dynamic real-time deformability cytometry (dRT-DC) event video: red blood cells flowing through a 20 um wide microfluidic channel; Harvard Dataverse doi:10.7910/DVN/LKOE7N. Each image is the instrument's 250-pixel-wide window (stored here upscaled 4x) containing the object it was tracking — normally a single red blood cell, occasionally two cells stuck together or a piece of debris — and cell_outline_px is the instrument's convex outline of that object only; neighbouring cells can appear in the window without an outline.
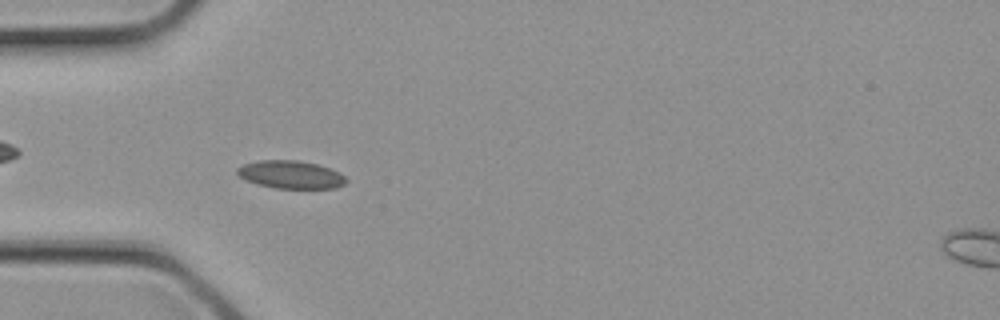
{"species": "common noctule bat (a hibernating species)", "species_latin": "Nyctalus noctula", "temperature_condition": "cold", "stored_images_in_passage": 3, "camera_frame_rate_fps": 3000, "um_per_image_px": 0.085, "animal": {"sex": "female", "body_mass_g": 21.9}, "frame": {"image": 1, "passage_image": 3, "time_ms": 0.667, "image_size_px": [1000, 320], "cell_outline_px": [[348, 180], [344, 184], [336, 188], [276, 188], [256, 184], [244, 180], [236, 172], [236, 168], [244, 164], [256, 160], [296, 160], [316, 164], [340, 172]], "centroid_in_image_um": [24.68, 14.84], "position_along_channel_um": 60.3, "area_um2": 17.74}}